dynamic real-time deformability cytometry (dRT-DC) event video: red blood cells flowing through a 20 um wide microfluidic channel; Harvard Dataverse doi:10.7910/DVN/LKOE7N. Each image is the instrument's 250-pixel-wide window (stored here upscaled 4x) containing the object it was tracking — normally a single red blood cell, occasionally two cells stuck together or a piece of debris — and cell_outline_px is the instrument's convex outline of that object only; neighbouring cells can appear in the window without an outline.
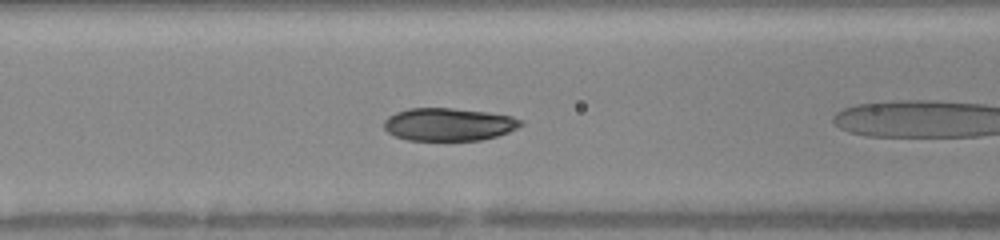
{"species": "human", "species_latin": "Homo sapiens", "temperature_condition": "warm", "stored_images_in_passage": 30, "camera_frame_rate_fps": 3000, "um_per_image_px": 0.085, "donor": {"sex": "female"}, "frame": {"image": 1, "passage_image": 5, "time_ms": 1.333, "image_size_px": [1000, 240], "cell_outline_px": [[524, 124], [508, 132], [496, 136], [480, 140], [408, 140], [396, 136], [388, 132], [384, 128], [384, 120], [388, 116], [396, 112], [408, 108], [452, 108], [488, 112], [512, 116], [524, 120]], "centroid_in_image_um": [38.15, 10.56], "position_along_channel_um": 128.5, "area_um2": 26.18}, "authors_computed_cell_mechanics": {"area_um2": 27.6862, "velocity_mm_per_s": 4.0775, "shape_relaxation_time_tau1_ms": 2.5126, "shape_relaxation_time_tau2_ms": null, "deformation_change_tau1": 0.1195, "deformation_change_tau2": null}}